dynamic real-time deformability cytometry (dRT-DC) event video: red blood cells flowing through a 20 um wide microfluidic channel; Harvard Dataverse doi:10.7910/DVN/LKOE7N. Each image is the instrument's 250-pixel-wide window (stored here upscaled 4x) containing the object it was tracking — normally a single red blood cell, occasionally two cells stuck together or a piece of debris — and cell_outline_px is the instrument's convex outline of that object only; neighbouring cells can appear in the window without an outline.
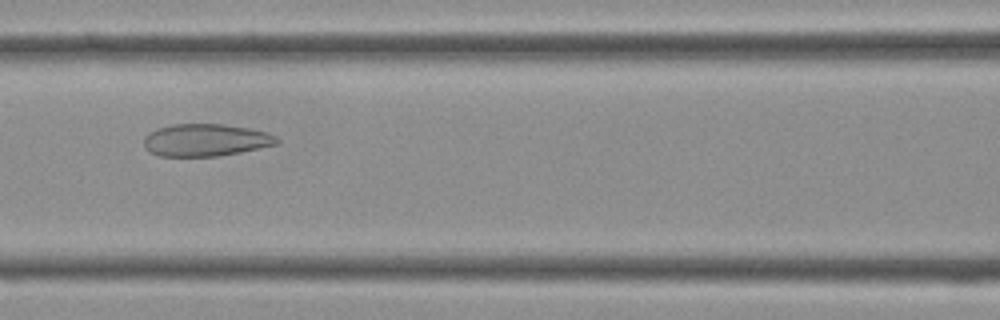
{"species": "Egyptian fruit bat (a non-hibernating species)", "species_latin": "Rousettus aegyptiacus", "temperature_condition": "cold", "stored_images_in_passage": 37, "camera_frame_rate_fps": 3000, "um_per_image_px": 0.085, "frame": {"image": 1, "passage_image": 14, "time_ms": 4.333, "image_size_px": [1000, 320], "cell_outline_px": [[280, 140], [276, 144], [260, 148], [240, 152], [216, 156], [156, 156], [148, 152], [144, 148], [144, 136], [148, 132], [156, 128], [172, 124], [220, 124], [248, 128], [264, 132], [276, 136]], "centroid_in_image_um": [17.41, 11.91], "position_along_channel_um": 149.2, "area_um2": 25.14}}
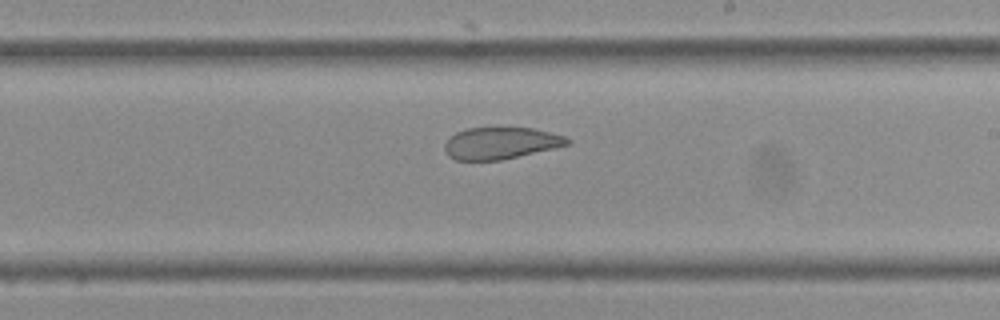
{"frame": {"image": 2, "passage_image": 20, "time_ms": 6.333, "image_size_px": [1000, 320], "cell_outline_px": [[572, 140], [568, 144], [552, 148], [500, 160], [456, 160], [448, 156], [444, 152], [444, 144], [456, 132], [468, 128], [532, 128], [564, 136]], "centroid_in_image_um": [42.51, 12.17], "position_along_channel_um": 246.5, "area_um2": 22.37}}
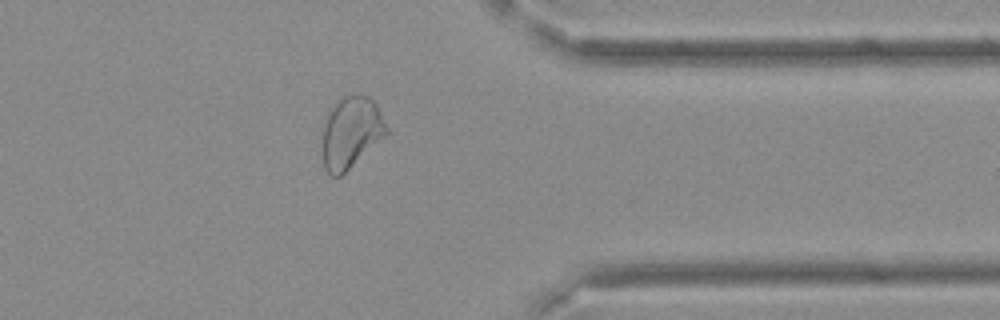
{"frame": {"image": 3, "passage_image": 29, "time_ms": 9.333, "image_size_px": [1000, 320], "cell_outline_px": [[388, 132], [384, 136], [340, 176], [332, 176], [324, 168], [324, 124], [328, 112], [336, 100], [352, 92], [360, 92], [368, 96], [376, 104], [388, 128]], "centroid_in_image_um": [29.84, 11.18], "position_along_channel_um": 381.6, "area_um2": 26.36}}